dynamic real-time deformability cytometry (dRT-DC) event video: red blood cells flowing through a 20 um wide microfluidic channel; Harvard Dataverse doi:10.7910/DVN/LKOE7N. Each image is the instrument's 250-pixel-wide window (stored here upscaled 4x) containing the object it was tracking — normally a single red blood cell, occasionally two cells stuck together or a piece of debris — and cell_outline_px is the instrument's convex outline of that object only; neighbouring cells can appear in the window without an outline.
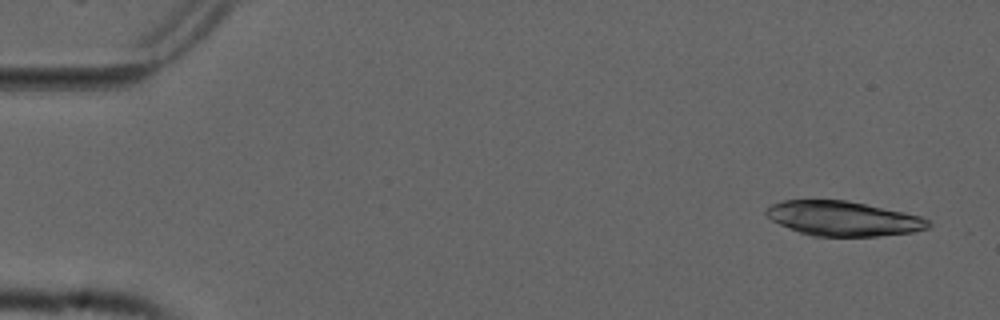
{"species": "common noctule bat (a hibernating species)", "species_latin": "Nyctalus noctula", "temperature_condition": "cold", "stored_images_in_passage": 17, "camera_frame_rate_fps": 3000, "um_per_image_px": 0.085, "animal": {"sex": "male", "forearm_length_mm": 52.5}, "frame": {"image": 1, "passage_image": 3, "time_ms": 0.667, "image_size_px": [1000, 320], "cell_outline_px": [[932, 224], [928, 228], [912, 232], [880, 236], [812, 236], [800, 232], [780, 224], [772, 220], [764, 212], [772, 204], [784, 200], [848, 200], [904, 212], [920, 216], [928, 220]], "centroid_in_image_um": [71.7, 18.57], "position_along_channel_um": 13.3, "area_um2": 32.6}}